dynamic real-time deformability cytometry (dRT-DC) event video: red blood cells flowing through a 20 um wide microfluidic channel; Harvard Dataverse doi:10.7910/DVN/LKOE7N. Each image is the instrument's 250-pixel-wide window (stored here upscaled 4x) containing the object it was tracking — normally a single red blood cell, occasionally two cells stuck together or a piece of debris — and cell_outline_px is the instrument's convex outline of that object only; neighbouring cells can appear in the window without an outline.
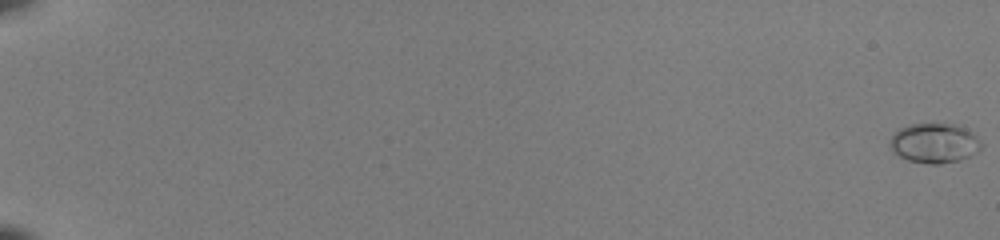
{"species": "common noctule bat (a hibernating species)", "species_latin": "Nyctalus noctula", "temperature_condition": "room temperature", "stored_images_in_passage": 54, "camera_frame_rate_fps": 3000, "um_per_image_px": 0.085, "animal": {"sex": "female", "body_mass_g": 22.0, "forearm_length_mm": 56.7}, "frame": {"image": 1, "passage_image": 1, "time_ms": 0.0, "image_size_px": [1000, 240], "cell_outline_px": [[984, 144], [976, 152], [960, 160], [940, 164], [928, 164], [908, 160], [892, 152], [888, 144], [888, 140], [900, 128], [908, 124], [952, 124], [964, 128], [972, 132]], "centroid_in_image_um": [79.4, 12.17], "position_along_channel_um": 5.6, "area_um2": 21.21}}
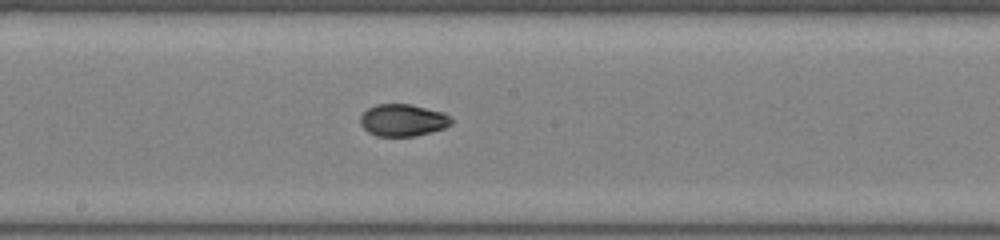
{"frame": {"image": 2, "passage_image": 33, "time_ms": 10.667, "image_size_px": [1000, 240], "cell_outline_px": [[452, 124], [444, 128], [416, 136], [376, 136], [368, 132], [360, 124], [360, 116], [368, 108], [376, 104], [412, 104], [444, 112], [452, 116]], "centroid_in_image_um": [34.26, 10.21], "position_along_channel_um": 213.9, "area_um2": 17.22}}
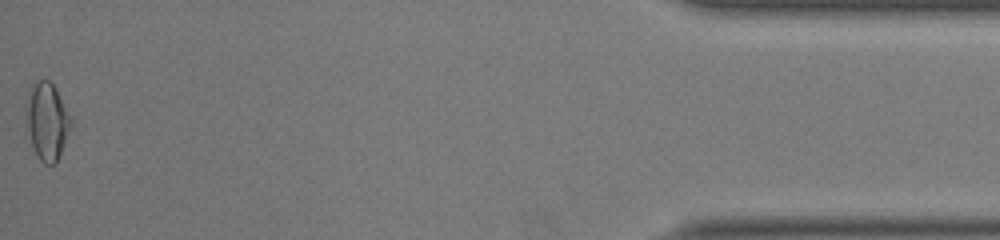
{"frame": {"image": 3, "passage_image": 54, "time_ms": 17.667, "image_size_px": [1000, 240], "cell_outline_px": [[72, 124], [60, 156], [56, 164], [44, 164], [36, 156], [32, 144], [28, 128], [28, 104], [32, 84], [40, 80], [48, 80], [56, 88], [72, 120]], "centroid_in_image_um": [4.05, 10.36], "position_along_channel_um": 431.2, "area_um2": 19.54}, "authors_computed_cell_mechanics": {"area_um2": 17.6579, "velocity_mm_per_s": 4.0994, "shape_relaxation_time_tau1_ms": 4.168, "shape_relaxation_time_tau2_ms": 1.6423, "deformation_change_tau1": 0.1413, "deformation_change_tau2": 0.0479}}